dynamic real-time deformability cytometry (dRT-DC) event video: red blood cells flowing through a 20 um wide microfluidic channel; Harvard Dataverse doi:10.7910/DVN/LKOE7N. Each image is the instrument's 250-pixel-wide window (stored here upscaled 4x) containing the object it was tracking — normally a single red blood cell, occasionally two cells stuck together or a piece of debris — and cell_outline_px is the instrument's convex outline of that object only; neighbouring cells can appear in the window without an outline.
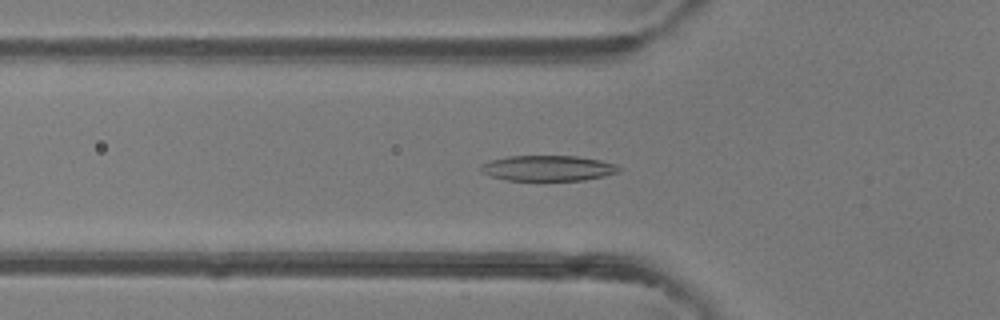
{"species": "common noctule bat (a hibernating species)", "species_latin": "Nyctalus noctula", "temperature_condition": "room temperature", "stored_images_in_passage": 47, "camera_frame_rate_fps": 3000, "um_per_image_px": 0.085, "animal": {"sex": "female"}, "frame": {"image": 1, "passage_image": 15, "time_ms": 4.667, "image_size_px": [1000, 320], "cell_outline_px": [[624, 168], [620, 172], [604, 176], [584, 180], [508, 180], [492, 176], [480, 172], [480, 164], [492, 160], [508, 156], [576, 156], [600, 160], [616, 164]], "centroid_in_image_um": [46.62, 14.29], "position_along_channel_um": 79.2, "area_um2": 20.58}}
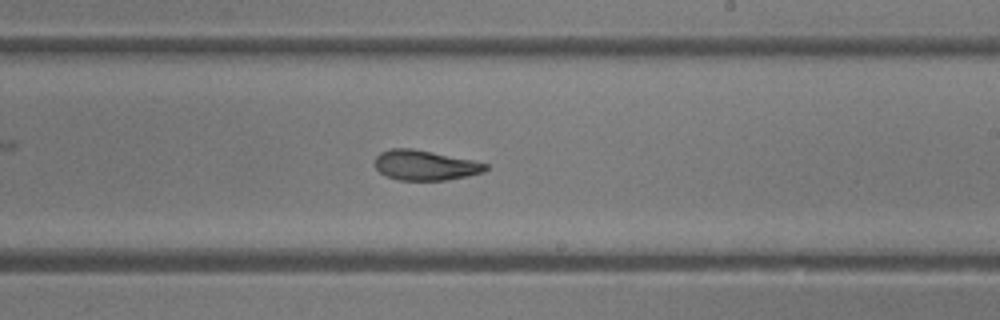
{"frame": {"image": 2, "passage_image": 27, "time_ms": 8.667, "image_size_px": [1000, 320], "cell_outline_px": [[488, 168], [484, 172], [468, 176], [448, 180], [400, 180], [388, 176], [380, 172], [376, 168], [376, 156], [380, 152], [392, 148], [412, 148], [472, 160], [488, 164]], "centroid_in_image_um": [36.15, 14.05], "position_along_channel_um": 252.8, "area_um2": 19.25}}
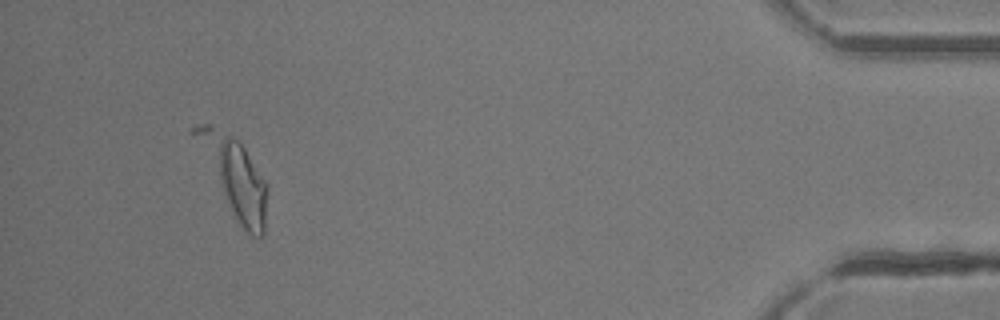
{"frame": {"image": 3, "passage_image": 43, "time_ms": 14.0, "image_size_px": [1000, 320], "cell_outline_px": [[268, 188], [264, 232], [260, 236], [252, 236], [240, 224], [224, 196], [188, 132], [192, 128], [200, 124], [208, 124], [232, 136], [244, 148], [268, 184]], "centroid_in_image_um": [19.91, 14.96], "position_along_channel_um": 415.3, "area_um2": 31.5}, "authors_computed_cell_mechanics": {"area_um2": 20.9236, "velocity_mm_per_s": 4.3216, "shape_relaxation_time_tau1_ms": 4.136, "shape_relaxation_time_tau2_ms": 2.3462, "deformation_change_tau1": 0.1704, "deformation_change_tau2": 0.1072}}